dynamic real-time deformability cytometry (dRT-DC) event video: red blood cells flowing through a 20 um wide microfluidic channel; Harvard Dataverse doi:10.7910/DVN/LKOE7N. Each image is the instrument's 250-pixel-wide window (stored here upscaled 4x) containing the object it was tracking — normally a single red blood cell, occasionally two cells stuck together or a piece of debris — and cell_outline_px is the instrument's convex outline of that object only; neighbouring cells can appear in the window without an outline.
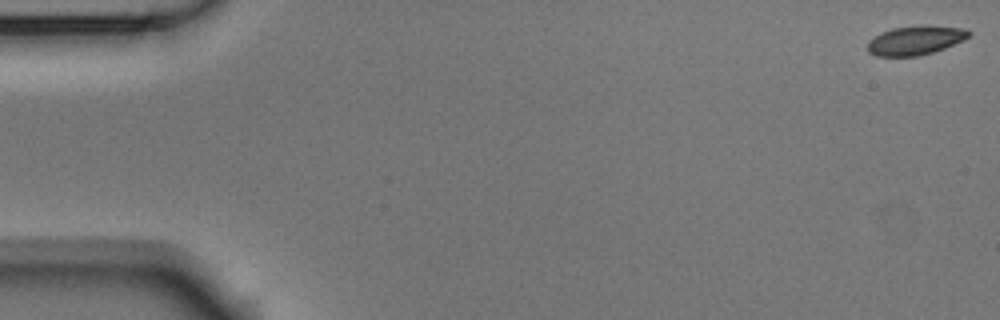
{"species": "Egyptian fruit bat (a non-hibernating species)", "species_latin": "Rousettus aegyptiacus", "temperature_condition": "room temperature", "stored_images_in_passage": 55, "camera_frame_rate_fps": 3000, "um_per_image_px": 0.085, "animal": {"sex": "male"}, "frame": {"image": 1, "passage_image": 1, "time_ms": 0.0, "image_size_px": [1000, 320], "cell_outline_px": [[972, 32], [964, 40], [944, 48], [932, 52], [916, 56], [876, 56], [868, 52], [868, 40], [880, 32], [892, 28], [924, 24], [928, 24], [964, 28]], "centroid_in_image_um": [77.8, 3.4], "position_along_channel_um": 7.2, "area_um2": 17.4}}
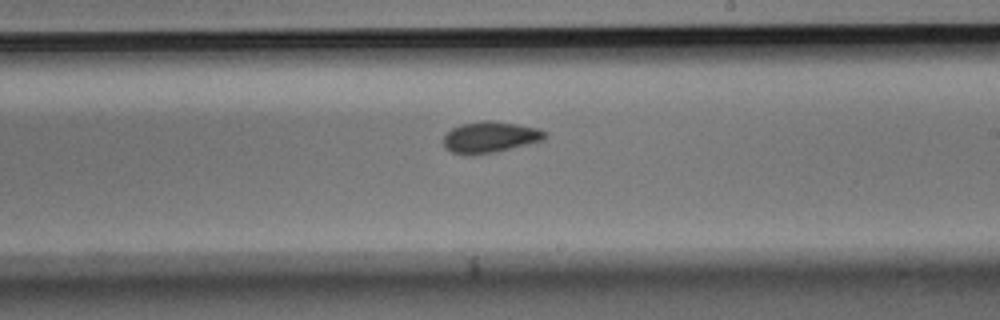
{"frame": {"image": 2, "passage_image": 32, "time_ms": 10.333, "image_size_px": [1000, 320], "cell_outline_px": [[548, 136], [544, 140], [528, 144], [492, 152], [452, 152], [444, 148], [444, 136], [452, 128], [460, 124], [484, 120], [492, 120], [540, 128], [548, 132]], "centroid_in_image_um": [41.73, 11.6], "position_along_channel_um": 247.3, "area_um2": 17.98}}
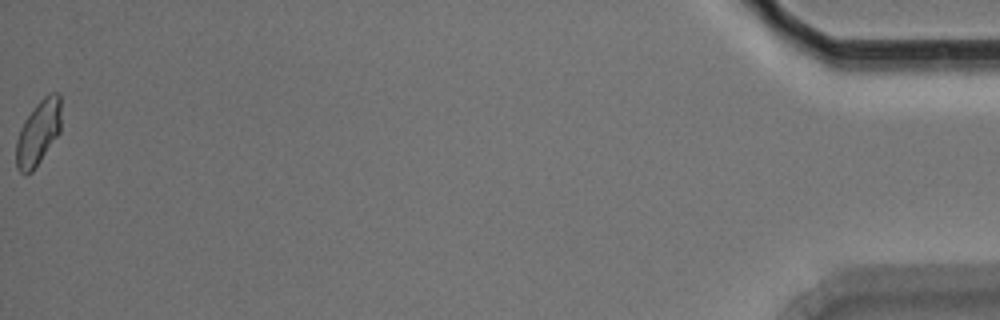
{"frame": {"image": 3, "passage_image": 55, "time_ms": 18.0, "image_size_px": [1000, 320], "cell_outline_px": [[60, 132], [32, 172], [24, 176], [16, 168], [16, 140], [20, 128], [24, 120], [36, 104], [48, 92], [60, 92]], "centroid_in_image_um": [3.24, 11.28], "position_along_channel_um": 432.0, "area_um2": 17.11}, "authors_computed_cell_mechanics": {"area_um2": 17.8602, "velocity_mm_per_s": 3.6983, "shape_relaxation_time_tau1_ms": 4.4026, "shape_relaxation_time_tau2_ms": 1.6715, "deformation_change_tau1": 0.1262, "deformation_change_tau2": 0.0534}}